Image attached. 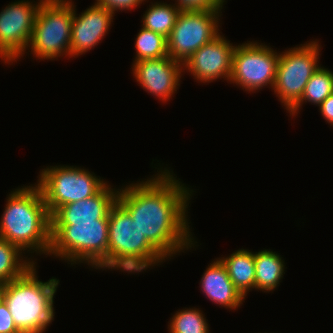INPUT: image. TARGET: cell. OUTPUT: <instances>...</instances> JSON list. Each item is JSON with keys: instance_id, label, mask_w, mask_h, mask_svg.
Returning <instances> with one entry per match:
<instances>
[{"instance_id": "6da1fadb", "label": "cell", "mask_w": 333, "mask_h": 333, "mask_svg": "<svg viewBox=\"0 0 333 333\" xmlns=\"http://www.w3.org/2000/svg\"><path fill=\"white\" fill-rule=\"evenodd\" d=\"M159 166L154 167L158 173L150 178L119 187L117 202L130 214L145 238L171 260L199 246L188 218L189 203L196 191L177 179L170 167Z\"/></svg>"}, {"instance_id": "7a4b0ae2", "label": "cell", "mask_w": 333, "mask_h": 333, "mask_svg": "<svg viewBox=\"0 0 333 333\" xmlns=\"http://www.w3.org/2000/svg\"><path fill=\"white\" fill-rule=\"evenodd\" d=\"M0 219V237L17 245L36 262L35 255L48 256L51 243V215L40 187L19 186L6 198ZM47 255V256H46Z\"/></svg>"}, {"instance_id": "3957f363", "label": "cell", "mask_w": 333, "mask_h": 333, "mask_svg": "<svg viewBox=\"0 0 333 333\" xmlns=\"http://www.w3.org/2000/svg\"><path fill=\"white\" fill-rule=\"evenodd\" d=\"M35 263L21 277L6 283L3 300L20 333H45L55 317L54 298L60 281H40Z\"/></svg>"}, {"instance_id": "277c9868", "label": "cell", "mask_w": 333, "mask_h": 333, "mask_svg": "<svg viewBox=\"0 0 333 333\" xmlns=\"http://www.w3.org/2000/svg\"><path fill=\"white\" fill-rule=\"evenodd\" d=\"M108 270L139 274L168 261L116 201L108 214ZM149 268V269H148Z\"/></svg>"}, {"instance_id": "5b68a950", "label": "cell", "mask_w": 333, "mask_h": 333, "mask_svg": "<svg viewBox=\"0 0 333 333\" xmlns=\"http://www.w3.org/2000/svg\"><path fill=\"white\" fill-rule=\"evenodd\" d=\"M108 220L51 225L48 256L76 267L83 263L96 270L108 269Z\"/></svg>"}, {"instance_id": "8992f818", "label": "cell", "mask_w": 333, "mask_h": 333, "mask_svg": "<svg viewBox=\"0 0 333 333\" xmlns=\"http://www.w3.org/2000/svg\"><path fill=\"white\" fill-rule=\"evenodd\" d=\"M73 13V0H43L25 53L40 61L70 58Z\"/></svg>"}, {"instance_id": "52a82bcc", "label": "cell", "mask_w": 333, "mask_h": 333, "mask_svg": "<svg viewBox=\"0 0 333 333\" xmlns=\"http://www.w3.org/2000/svg\"><path fill=\"white\" fill-rule=\"evenodd\" d=\"M40 170L36 184L42 191L50 215L63 205L96 195L109 182L76 165L60 164Z\"/></svg>"}, {"instance_id": "ba28073f", "label": "cell", "mask_w": 333, "mask_h": 333, "mask_svg": "<svg viewBox=\"0 0 333 333\" xmlns=\"http://www.w3.org/2000/svg\"><path fill=\"white\" fill-rule=\"evenodd\" d=\"M321 48L319 40L313 39L280 52L272 90L286 112L301 99L309 79L321 67Z\"/></svg>"}, {"instance_id": "9c48e42d", "label": "cell", "mask_w": 333, "mask_h": 333, "mask_svg": "<svg viewBox=\"0 0 333 333\" xmlns=\"http://www.w3.org/2000/svg\"><path fill=\"white\" fill-rule=\"evenodd\" d=\"M276 51L265 42L253 40L236 45L229 83L250 94L266 87L273 89L280 56Z\"/></svg>"}, {"instance_id": "30bf717a", "label": "cell", "mask_w": 333, "mask_h": 333, "mask_svg": "<svg viewBox=\"0 0 333 333\" xmlns=\"http://www.w3.org/2000/svg\"><path fill=\"white\" fill-rule=\"evenodd\" d=\"M221 16L222 10H182L167 37L168 56L184 64L194 52L221 33Z\"/></svg>"}, {"instance_id": "8fae6325", "label": "cell", "mask_w": 333, "mask_h": 333, "mask_svg": "<svg viewBox=\"0 0 333 333\" xmlns=\"http://www.w3.org/2000/svg\"><path fill=\"white\" fill-rule=\"evenodd\" d=\"M36 1L15 0L2 8L0 60L4 64L14 65L13 62L17 63L24 57L32 37L37 12L43 0Z\"/></svg>"}, {"instance_id": "7c38bea8", "label": "cell", "mask_w": 333, "mask_h": 333, "mask_svg": "<svg viewBox=\"0 0 333 333\" xmlns=\"http://www.w3.org/2000/svg\"><path fill=\"white\" fill-rule=\"evenodd\" d=\"M235 47L236 44L230 43L221 31L185 61L183 72H189L193 79L204 85L222 78L229 83Z\"/></svg>"}, {"instance_id": "4fadbf2b", "label": "cell", "mask_w": 333, "mask_h": 333, "mask_svg": "<svg viewBox=\"0 0 333 333\" xmlns=\"http://www.w3.org/2000/svg\"><path fill=\"white\" fill-rule=\"evenodd\" d=\"M131 68L139 86L165 104L173 99L184 75L183 64L170 56L133 62Z\"/></svg>"}, {"instance_id": "5bb4252c", "label": "cell", "mask_w": 333, "mask_h": 333, "mask_svg": "<svg viewBox=\"0 0 333 333\" xmlns=\"http://www.w3.org/2000/svg\"><path fill=\"white\" fill-rule=\"evenodd\" d=\"M76 5L72 19L70 59L98 46L111 29L115 14L96 3L78 14Z\"/></svg>"}, {"instance_id": "9a60e30c", "label": "cell", "mask_w": 333, "mask_h": 333, "mask_svg": "<svg viewBox=\"0 0 333 333\" xmlns=\"http://www.w3.org/2000/svg\"><path fill=\"white\" fill-rule=\"evenodd\" d=\"M119 188L108 182L96 195L59 207L51 215V225H73V222L108 220L111 207L116 203Z\"/></svg>"}, {"instance_id": "2e32d148", "label": "cell", "mask_w": 333, "mask_h": 333, "mask_svg": "<svg viewBox=\"0 0 333 333\" xmlns=\"http://www.w3.org/2000/svg\"><path fill=\"white\" fill-rule=\"evenodd\" d=\"M199 285L205 297L221 308L235 311L245 302L246 298L234 286L226 268L218 258L208 264Z\"/></svg>"}, {"instance_id": "e0dca14e", "label": "cell", "mask_w": 333, "mask_h": 333, "mask_svg": "<svg viewBox=\"0 0 333 333\" xmlns=\"http://www.w3.org/2000/svg\"><path fill=\"white\" fill-rule=\"evenodd\" d=\"M255 290L273 293L280 286L287 267L281 255L271 249L254 252Z\"/></svg>"}, {"instance_id": "ac0fdd59", "label": "cell", "mask_w": 333, "mask_h": 333, "mask_svg": "<svg viewBox=\"0 0 333 333\" xmlns=\"http://www.w3.org/2000/svg\"><path fill=\"white\" fill-rule=\"evenodd\" d=\"M227 270L234 286L246 298L248 293L255 290V262L254 252L239 248L230 255L218 257Z\"/></svg>"}, {"instance_id": "d6986e66", "label": "cell", "mask_w": 333, "mask_h": 333, "mask_svg": "<svg viewBox=\"0 0 333 333\" xmlns=\"http://www.w3.org/2000/svg\"><path fill=\"white\" fill-rule=\"evenodd\" d=\"M331 93H333V72L321 66L309 79L301 99L287 113L295 118L303 108V104L311 103L318 107Z\"/></svg>"}, {"instance_id": "ffe728a7", "label": "cell", "mask_w": 333, "mask_h": 333, "mask_svg": "<svg viewBox=\"0 0 333 333\" xmlns=\"http://www.w3.org/2000/svg\"><path fill=\"white\" fill-rule=\"evenodd\" d=\"M35 264L28 255L15 244L0 237V281L8 283L21 277Z\"/></svg>"}, {"instance_id": "44dd1931", "label": "cell", "mask_w": 333, "mask_h": 333, "mask_svg": "<svg viewBox=\"0 0 333 333\" xmlns=\"http://www.w3.org/2000/svg\"><path fill=\"white\" fill-rule=\"evenodd\" d=\"M181 9L175 3L164 1H154L147 6L143 13L142 25L144 28L162 34L166 38L170 35L172 28L175 26Z\"/></svg>"}, {"instance_id": "7402d4cb", "label": "cell", "mask_w": 333, "mask_h": 333, "mask_svg": "<svg viewBox=\"0 0 333 333\" xmlns=\"http://www.w3.org/2000/svg\"><path fill=\"white\" fill-rule=\"evenodd\" d=\"M203 313L196 307L179 309L168 321V333H211Z\"/></svg>"}, {"instance_id": "603a6c76", "label": "cell", "mask_w": 333, "mask_h": 333, "mask_svg": "<svg viewBox=\"0 0 333 333\" xmlns=\"http://www.w3.org/2000/svg\"><path fill=\"white\" fill-rule=\"evenodd\" d=\"M136 55L133 62L168 56L167 38L141 26L134 43Z\"/></svg>"}, {"instance_id": "cb8c5ba5", "label": "cell", "mask_w": 333, "mask_h": 333, "mask_svg": "<svg viewBox=\"0 0 333 333\" xmlns=\"http://www.w3.org/2000/svg\"><path fill=\"white\" fill-rule=\"evenodd\" d=\"M181 10H223L226 0H172Z\"/></svg>"}, {"instance_id": "d4e9b609", "label": "cell", "mask_w": 333, "mask_h": 333, "mask_svg": "<svg viewBox=\"0 0 333 333\" xmlns=\"http://www.w3.org/2000/svg\"><path fill=\"white\" fill-rule=\"evenodd\" d=\"M144 2H148L147 0H95V3L97 5H100L110 11H112L114 14L119 11H131L138 7ZM117 11V12H116Z\"/></svg>"}, {"instance_id": "484cf974", "label": "cell", "mask_w": 333, "mask_h": 333, "mask_svg": "<svg viewBox=\"0 0 333 333\" xmlns=\"http://www.w3.org/2000/svg\"><path fill=\"white\" fill-rule=\"evenodd\" d=\"M0 333H20L4 300L0 302Z\"/></svg>"}, {"instance_id": "4316f807", "label": "cell", "mask_w": 333, "mask_h": 333, "mask_svg": "<svg viewBox=\"0 0 333 333\" xmlns=\"http://www.w3.org/2000/svg\"><path fill=\"white\" fill-rule=\"evenodd\" d=\"M318 108L325 122L333 127V93H331L328 98L318 106Z\"/></svg>"}, {"instance_id": "83f0119b", "label": "cell", "mask_w": 333, "mask_h": 333, "mask_svg": "<svg viewBox=\"0 0 333 333\" xmlns=\"http://www.w3.org/2000/svg\"><path fill=\"white\" fill-rule=\"evenodd\" d=\"M6 283L0 281V302L3 300V293L5 289Z\"/></svg>"}]
</instances>
